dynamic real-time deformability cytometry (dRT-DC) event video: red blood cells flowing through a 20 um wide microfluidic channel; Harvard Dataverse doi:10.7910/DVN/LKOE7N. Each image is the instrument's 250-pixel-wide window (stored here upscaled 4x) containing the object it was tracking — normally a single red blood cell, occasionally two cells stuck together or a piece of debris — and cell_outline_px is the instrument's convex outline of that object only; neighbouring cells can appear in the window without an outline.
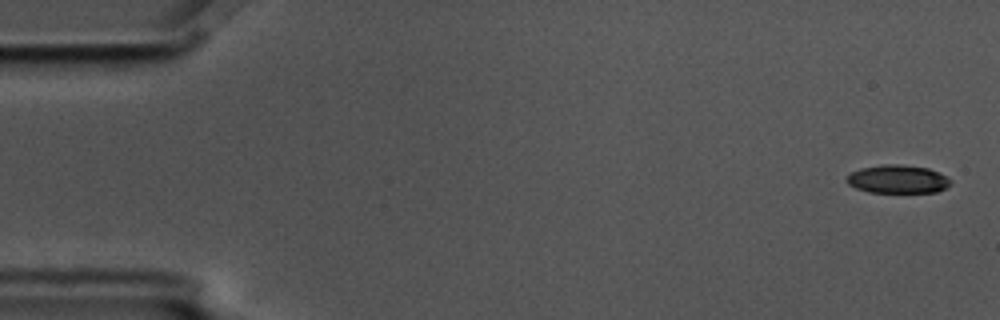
{"species": "common noctule bat (a hibernating species)", "species_latin": "Nyctalus noctula", "temperature_condition": "cold", "stored_images_in_passage": 5, "camera_frame_rate_fps": 3000, "um_per_image_px": 0.085, "animal": {"sex": "male", "body_mass_g": 17.5, "forearm_length_mm": 52.3}, "frame": {"image": 1, "passage_image": 1, "time_ms": 0.0, "image_size_px": [1000, 320], "cell_outline_px": [[952, 184], [936, 192], [868, 192], [856, 188], [848, 184], [844, 180], [852, 172], [860, 168], [884, 164], [896, 164], [928, 168], [940, 172], [952, 180]], "centroid_in_image_um": [76.31, 15.23], "position_along_channel_um": 8.7, "area_um2": 17.17}}
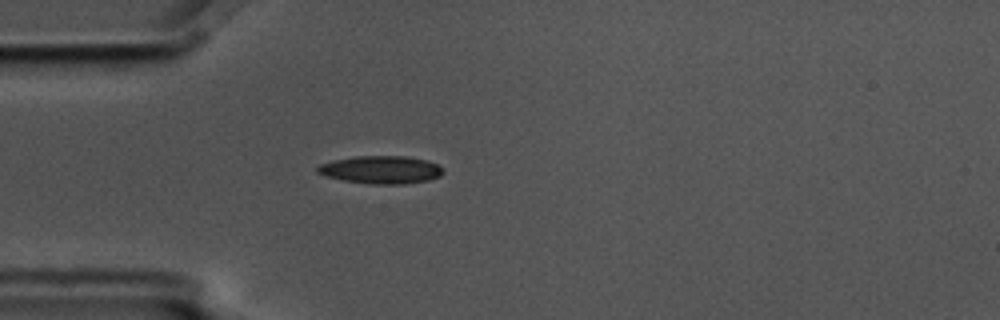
{"frame": {"image": 2, "passage_image": 5, "time_ms": 1.333, "image_size_px": [1000, 320], "cell_outline_px": [[444, 172], [440, 176], [428, 180], [404, 184], [372, 184], [344, 180], [324, 176], [316, 172], [316, 168], [320, 164], [336, 160], [356, 156], [404, 156], [428, 160], [436, 164]], "centroid_in_image_um": [32.37, 14.43], "position_along_channel_um": 52.6, "area_um2": 20.23}}